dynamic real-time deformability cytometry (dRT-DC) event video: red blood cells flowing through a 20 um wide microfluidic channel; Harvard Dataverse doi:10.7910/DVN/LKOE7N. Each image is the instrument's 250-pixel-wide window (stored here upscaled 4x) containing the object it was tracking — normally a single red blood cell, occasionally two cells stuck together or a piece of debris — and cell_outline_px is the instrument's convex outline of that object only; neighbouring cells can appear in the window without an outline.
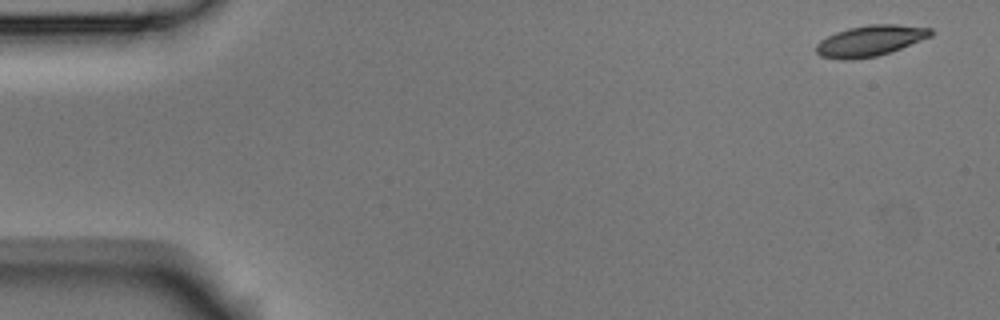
{"species": "Egyptian fruit bat (a non-hibernating species)", "species_latin": "Rousettus aegyptiacus", "temperature_condition": "room temperature", "stored_images_in_passage": 4, "camera_frame_rate_fps": 3000, "um_per_image_px": 0.085, "animal": {"sex": "male"}, "frame": {"image": 1, "passage_image": 1, "time_ms": 0.0, "image_size_px": [1000, 320], "cell_outline_px": [[932, 36], [900, 48], [876, 56], [852, 60], [840, 60], [820, 56], [816, 52], [816, 44], [820, 40], [836, 32], [848, 28], [868, 24], [896, 24], [932, 28]], "centroid_in_image_um": [73.93, 3.46], "position_along_channel_um": 11.1, "area_um2": 20.58}}
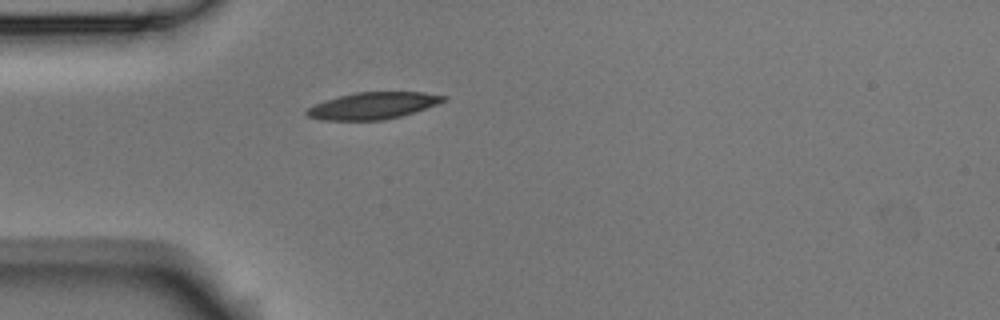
{"frame": {"image": 2, "passage_image": 4, "time_ms": 1.0, "image_size_px": [1000, 320], "cell_outline_px": [[448, 96], [444, 100], [436, 104], [400, 116], [384, 120], [324, 120], [308, 116], [304, 112], [308, 108], [324, 100], [356, 92], [424, 92]], "centroid_in_image_um": [31.67, 8.98], "position_along_channel_um": 53.3, "area_um2": 21.04}}